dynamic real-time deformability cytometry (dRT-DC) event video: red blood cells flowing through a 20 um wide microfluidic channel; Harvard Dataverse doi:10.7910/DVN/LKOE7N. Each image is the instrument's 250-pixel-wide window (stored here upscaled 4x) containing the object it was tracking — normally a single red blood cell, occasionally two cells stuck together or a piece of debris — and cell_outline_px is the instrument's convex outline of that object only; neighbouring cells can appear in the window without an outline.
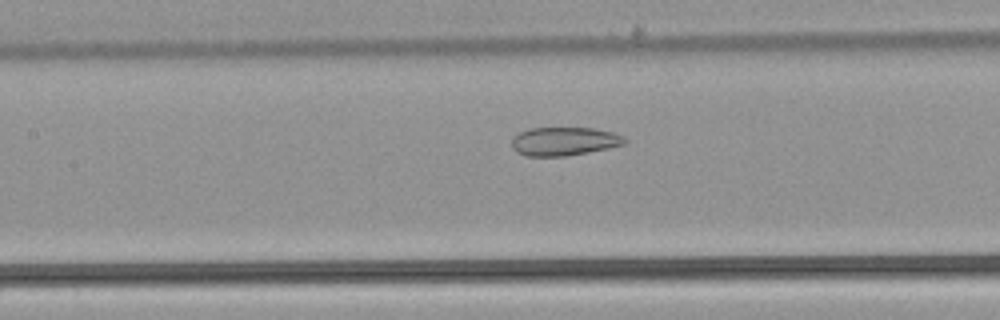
{"species": "common noctule bat (a hibernating species)", "species_latin": "Nyctalus noctula", "temperature_condition": "warm", "stored_images_in_passage": 33, "camera_frame_rate_fps": 3000, "um_per_image_px": 0.085, "animal": {"sex": "male", "body_mass_g": 21.5, "forearm_length_mm": 52.0}, "frame": {"image": 1, "passage_image": 12, "time_ms": 3.667, "image_size_px": [1000, 320], "cell_outline_px": [[628, 140], [624, 144], [608, 148], [588, 152], [564, 156], [524, 156], [516, 152], [512, 148], [512, 140], [520, 132], [528, 128], [592, 128], [612, 132], [624, 136]], "centroid_in_image_um": [47.95, 12.01], "position_along_channel_um": 159.5, "area_um2": 18.73}}
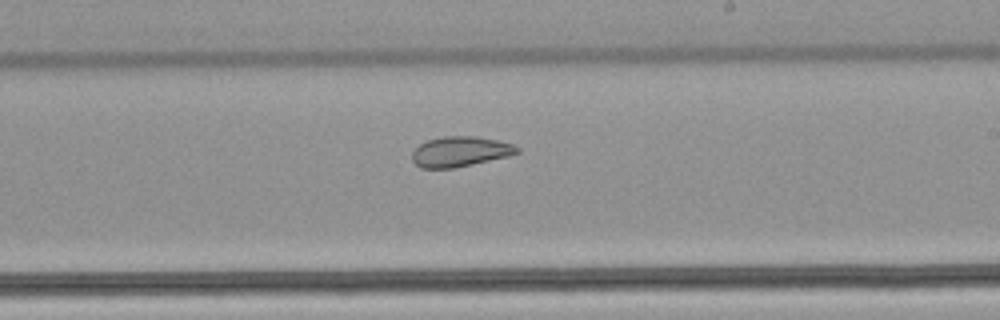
{"frame": {"image": 2, "passage_image": 19, "time_ms": 6.0, "image_size_px": [1000, 320], "cell_outline_px": [[520, 152], [508, 156], [472, 164], [452, 168], [420, 168], [412, 160], [412, 152], [420, 144], [428, 140], [444, 136], [476, 136], [496, 140], [512, 144], [520, 148]], "centroid_in_image_um": [39.11, 12.88], "position_along_channel_um": 249.9, "area_um2": 18.32}}
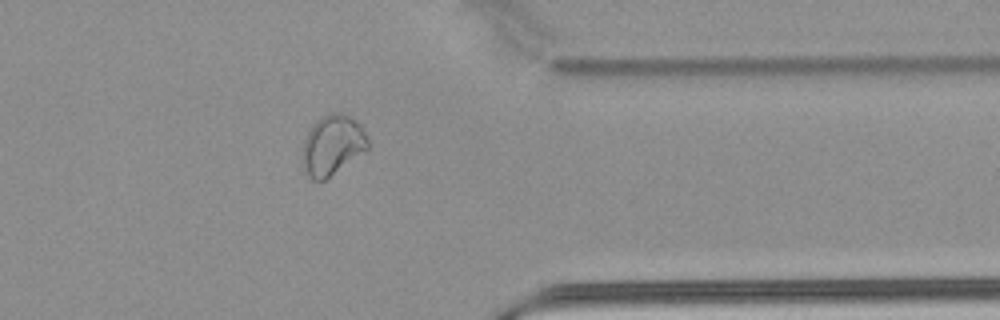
{"frame": {"image": 3, "passage_image": 30, "time_ms": 9.667, "image_size_px": [1000, 320], "cell_outline_px": [[368, 148], [324, 180], [312, 180], [304, 172], [304, 140], [312, 124], [320, 116], [332, 112], [344, 112], [356, 120], [360, 124], [368, 140]], "centroid_in_image_um": [28.25, 12.29], "position_along_channel_um": 383.1, "area_um2": 22.54}, "authors_computed_cell_mechanics": {"area_um2": 19.363, "velocity_mm_per_s": 3.8904, "shape_relaxation_time_tau1_ms": null, "shape_relaxation_time_tau2_ms": 2.5626, "deformation_change_tau1": null, "deformation_change_tau2": 0.0749}}